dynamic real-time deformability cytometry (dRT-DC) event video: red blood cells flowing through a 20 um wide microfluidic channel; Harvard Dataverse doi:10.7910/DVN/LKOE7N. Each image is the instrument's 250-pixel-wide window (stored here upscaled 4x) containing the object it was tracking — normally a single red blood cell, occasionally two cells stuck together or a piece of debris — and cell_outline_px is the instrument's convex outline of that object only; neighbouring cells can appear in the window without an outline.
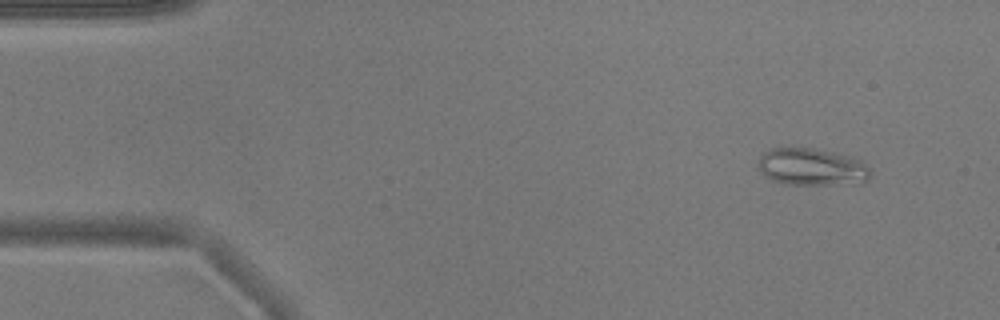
{"species": "common noctule bat (a hibernating species)", "species_latin": "Nyctalus noctula", "temperature_condition": "warm", "stored_images_in_passage": 15, "camera_frame_rate_fps": 3000, "um_per_image_px": 0.085, "animal": {"sex": "male", "body_mass_g": 17.9}, "frame": {"image": 1, "passage_image": 5, "time_ms": 1.333, "image_size_px": [1000, 320], "cell_outline_px": [[872, 176], [868, 180], [852, 184], [788, 184], [772, 180], [764, 176], [760, 172], [756, 164], [760, 156], [764, 152], [772, 148], [812, 148], [852, 156], [860, 160], [872, 172]], "centroid_in_image_um": [68.99, 14.19], "position_along_channel_um": 16.0, "area_um2": 24.51}}